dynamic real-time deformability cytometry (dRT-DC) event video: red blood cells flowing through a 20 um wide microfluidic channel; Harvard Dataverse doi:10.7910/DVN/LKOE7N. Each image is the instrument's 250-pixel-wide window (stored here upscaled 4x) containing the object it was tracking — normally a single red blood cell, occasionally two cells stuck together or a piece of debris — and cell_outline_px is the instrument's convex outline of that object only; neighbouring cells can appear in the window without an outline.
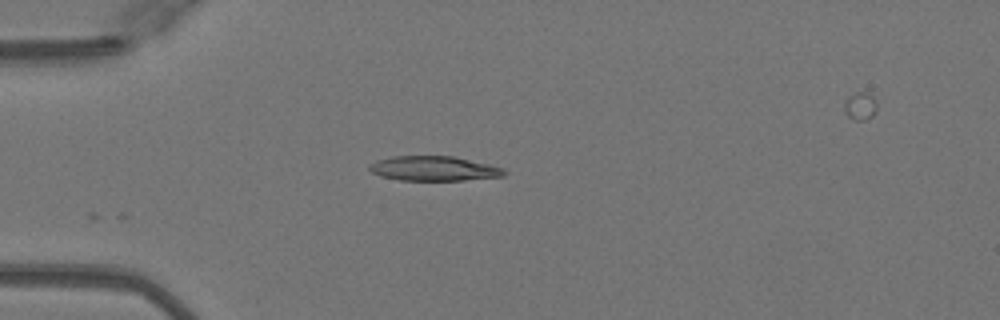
{"species": "Egyptian fruit bat (a non-hibernating species)", "species_latin": "Rousettus aegyptiacus", "temperature_condition": "warm", "stored_images_in_passage": 4, "camera_frame_rate_fps": 3000, "um_per_image_px": 0.085, "animal": {"sex": "female"}, "frame": {"image": 1, "passage_image": 1, "time_ms": 0.0, "image_size_px": [1000, 320], "cell_outline_px": [[508, 172], [504, 176], [464, 180], [400, 180], [380, 176], [372, 172], [368, 168], [368, 164], [376, 160], [392, 156], [452, 156], [488, 164], [504, 168]], "centroid_in_image_um": [36.86, 14.32], "position_along_channel_um": 48.1, "area_um2": 19.42}}